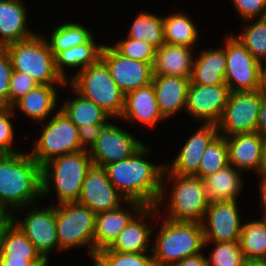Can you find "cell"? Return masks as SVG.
I'll return each mask as SVG.
<instances>
[{
    "mask_svg": "<svg viewBox=\"0 0 266 266\" xmlns=\"http://www.w3.org/2000/svg\"><path fill=\"white\" fill-rule=\"evenodd\" d=\"M42 198L41 166L29 152L0 154V210L19 212Z\"/></svg>",
    "mask_w": 266,
    "mask_h": 266,
    "instance_id": "obj_1",
    "label": "cell"
},
{
    "mask_svg": "<svg viewBox=\"0 0 266 266\" xmlns=\"http://www.w3.org/2000/svg\"><path fill=\"white\" fill-rule=\"evenodd\" d=\"M151 148L143 145L125 160L104 166L108 179L127 201H138L144 206H156L161 191L166 165L146 159Z\"/></svg>",
    "mask_w": 266,
    "mask_h": 266,
    "instance_id": "obj_2",
    "label": "cell"
},
{
    "mask_svg": "<svg viewBox=\"0 0 266 266\" xmlns=\"http://www.w3.org/2000/svg\"><path fill=\"white\" fill-rule=\"evenodd\" d=\"M92 165L86 150L49 160L41 166L42 198L55 189L57 205L78 202L83 180Z\"/></svg>",
    "mask_w": 266,
    "mask_h": 266,
    "instance_id": "obj_3",
    "label": "cell"
},
{
    "mask_svg": "<svg viewBox=\"0 0 266 266\" xmlns=\"http://www.w3.org/2000/svg\"><path fill=\"white\" fill-rule=\"evenodd\" d=\"M163 179L162 191L156 207L160 208L165 201V195L171 193L167 214L164 218L175 222L202 223L210 202L206 197L203 180L197 176L173 174L166 168ZM167 179L172 183L174 182L170 193H167L169 190L166 189L167 185H165Z\"/></svg>",
    "mask_w": 266,
    "mask_h": 266,
    "instance_id": "obj_4",
    "label": "cell"
},
{
    "mask_svg": "<svg viewBox=\"0 0 266 266\" xmlns=\"http://www.w3.org/2000/svg\"><path fill=\"white\" fill-rule=\"evenodd\" d=\"M163 220L152 243L155 266H173L182 259L202 253L204 234L202 223ZM202 250V251H201Z\"/></svg>",
    "mask_w": 266,
    "mask_h": 266,
    "instance_id": "obj_5",
    "label": "cell"
},
{
    "mask_svg": "<svg viewBox=\"0 0 266 266\" xmlns=\"http://www.w3.org/2000/svg\"><path fill=\"white\" fill-rule=\"evenodd\" d=\"M9 54L13 71L28 74L39 85L67 84L57 72L55 55L51 52L46 36L37 33L30 38L4 47Z\"/></svg>",
    "mask_w": 266,
    "mask_h": 266,
    "instance_id": "obj_6",
    "label": "cell"
},
{
    "mask_svg": "<svg viewBox=\"0 0 266 266\" xmlns=\"http://www.w3.org/2000/svg\"><path fill=\"white\" fill-rule=\"evenodd\" d=\"M70 81V82H69ZM67 83L84 98L93 101L111 118L120 119L125 94L110 76L106 65L99 60L70 77Z\"/></svg>",
    "mask_w": 266,
    "mask_h": 266,
    "instance_id": "obj_7",
    "label": "cell"
},
{
    "mask_svg": "<svg viewBox=\"0 0 266 266\" xmlns=\"http://www.w3.org/2000/svg\"><path fill=\"white\" fill-rule=\"evenodd\" d=\"M96 214L78 202L56 205V229L59 252L89 246L94 257V227Z\"/></svg>",
    "mask_w": 266,
    "mask_h": 266,
    "instance_id": "obj_8",
    "label": "cell"
},
{
    "mask_svg": "<svg viewBox=\"0 0 266 266\" xmlns=\"http://www.w3.org/2000/svg\"><path fill=\"white\" fill-rule=\"evenodd\" d=\"M45 123L46 126L39 139L34 141V148L29 153L40 166L55 157L83 150L79 142L78 128L60 109Z\"/></svg>",
    "mask_w": 266,
    "mask_h": 266,
    "instance_id": "obj_9",
    "label": "cell"
},
{
    "mask_svg": "<svg viewBox=\"0 0 266 266\" xmlns=\"http://www.w3.org/2000/svg\"><path fill=\"white\" fill-rule=\"evenodd\" d=\"M225 42V82L230 92L256 91L263 88V64L256 60L235 35Z\"/></svg>",
    "mask_w": 266,
    "mask_h": 266,
    "instance_id": "obj_10",
    "label": "cell"
},
{
    "mask_svg": "<svg viewBox=\"0 0 266 266\" xmlns=\"http://www.w3.org/2000/svg\"><path fill=\"white\" fill-rule=\"evenodd\" d=\"M261 105V90L230 92L226 107L216 124L219 135L256 132Z\"/></svg>",
    "mask_w": 266,
    "mask_h": 266,
    "instance_id": "obj_11",
    "label": "cell"
},
{
    "mask_svg": "<svg viewBox=\"0 0 266 266\" xmlns=\"http://www.w3.org/2000/svg\"><path fill=\"white\" fill-rule=\"evenodd\" d=\"M109 121L100 125L99 137L88 151L94 166L104 167L125 160L144 145L125 129Z\"/></svg>",
    "mask_w": 266,
    "mask_h": 266,
    "instance_id": "obj_12",
    "label": "cell"
},
{
    "mask_svg": "<svg viewBox=\"0 0 266 266\" xmlns=\"http://www.w3.org/2000/svg\"><path fill=\"white\" fill-rule=\"evenodd\" d=\"M29 207L31 209L26 213L27 215H24L25 218L23 220H18L15 213H12L9 219L26 235L44 258H49L48 254L53 249L59 252L56 229V204H52L48 208H40L36 204Z\"/></svg>",
    "mask_w": 266,
    "mask_h": 266,
    "instance_id": "obj_13",
    "label": "cell"
},
{
    "mask_svg": "<svg viewBox=\"0 0 266 266\" xmlns=\"http://www.w3.org/2000/svg\"><path fill=\"white\" fill-rule=\"evenodd\" d=\"M238 200L209 202L202 221L204 246L209 242H237L242 231Z\"/></svg>",
    "mask_w": 266,
    "mask_h": 266,
    "instance_id": "obj_14",
    "label": "cell"
},
{
    "mask_svg": "<svg viewBox=\"0 0 266 266\" xmlns=\"http://www.w3.org/2000/svg\"><path fill=\"white\" fill-rule=\"evenodd\" d=\"M100 60L124 94L152 83V64L126 58L112 46L104 44Z\"/></svg>",
    "mask_w": 266,
    "mask_h": 266,
    "instance_id": "obj_15",
    "label": "cell"
},
{
    "mask_svg": "<svg viewBox=\"0 0 266 266\" xmlns=\"http://www.w3.org/2000/svg\"><path fill=\"white\" fill-rule=\"evenodd\" d=\"M230 90L226 83L197 85L190 82L185 111L202 124H217L226 107Z\"/></svg>",
    "mask_w": 266,
    "mask_h": 266,
    "instance_id": "obj_16",
    "label": "cell"
},
{
    "mask_svg": "<svg viewBox=\"0 0 266 266\" xmlns=\"http://www.w3.org/2000/svg\"><path fill=\"white\" fill-rule=\"evenodd\" d=\"M124 201L127 200L110 182L106 170L92 165L83 180L78 203L98 214L115 210L122 206L121 202Z\"/></svg>",
    "mask_w": 266,
    "mask_h": 266,
    "instance_id": "obj_17",
    "label": "cell"
},
{
    "mask_svg": "<svg viewBox=\"0 0 266 266\" xmlns=\"http://www.w3.org/2000/svg\"><path fill=\"white\" fill-rule=\"evenodd\" d=\"M218 135L216 124H202L185 141L176 158L170 164H165L166 169L173 174L194 176L198 172L205 149Z\"/></svg>",
    "mask_w": 266,
    "mask_h": 266,
    "instance_id": "obj_18",
    "label": "cell"
},
{
    "mask_svg": "<svg viewBox=\"0 0 266 266\" xmlns=\"http://www.w3.org/2000/svg\"><path fill=\"white\" fill-rule=\"evenodd\" d=\"M157 210L156 206H145L120 232L108 249L120 253H151L150 237L153 227H150L146 221L158 218Z\"/></svg>",
    "mask_w": 266,
    "mask_h": 266,
    "instance_id": "obj_19",
    "label": "cell"
},
{
    "mask_svg": "<svg viewBox=\"0 0 266 266\" xmlns=\"http://www.w3.org/2000/svg\"><path fill=\"white\" fill-rule=\"evenodd\" d=\"M125 205L111 211L96 214L93 245L95 254L108 248L128 223L145 207L138 201H126ZM131 210V212L129 211Z\"/></svg>",
    "mask_w": 266,
    "mask_h": 266,
    "instance_id": "obj_20",
    "label": "cell"
},
{
    "mask_svg": "<svg viewBox=\"0 0 266 266\" xmlns=\"http://www.w3.org/2000/svg\"><path fill=\"white\" fill-rule=\"evenodd\" d=\"M125 122L155 127L157 122L165 119L160 113L153 84L140 87L125 94L124 109L120 117Z\"/></svg>",
    "mask_w": 266,
    "mask_h": 266,
    "instance_id": "obj_21",
    "label": "cell"
},
{
    "mask_svg": "<svg viewBox=\"0 0 266 266\" xmlns=\"http://www.w3.org/2000/svg\"><path fill=\"white\" fill-rule=\"evenodd\" d=\"M152 84L164 119L186 108L190 79L172 75H154Z\"/></svg>",
    "mask_w": 266,
    "mask_h": 266,
    "instance_id": "obj_22",
    "label": "cell"
},
{
    "mask_svg": "<svg viewBox=\"0 0 266 266\" xmlns=\"http://www.w3.org/2000/svg\"><path fill=\"white\" fill-rule=\"evenodd\" d=\"M226 138L229 164L243 171L258 170L261 148L265 137L258 132L234 134Z\"/></svg>",
    "mask_w": 266,
    "mask_h": 266,
    "instance_id": "obj_23",
    "label": "cell"
},
{
    "mask_svg": "<svg viewBox=\"0 0 266 266\" xmlns=\"http://www.w3.org/2000/svg\"><path fill=\"white\" fill-rule=\"evenodd\" d=\"M26 9L22 0H0V48L36 34L26 27Z\"/></svg>",
    "mask_w": 266,
    "mask_h": 266,
    "instance_id": "obj_24",
    "label": "cell"
},
{
    "mask_svg": "<svg viewBox=\"0 0 266 266\" xmlns=\"http://www.w3.org/2000/svg\"><path fill=\"white\" fill-rule=\"evenodd\" d=\"M193 48L164 43L156 49L153 74L172 75L191 79L193 69Z\"/></svg>",
    "mask_w": 266,
    "mask_h": 266,
    "instance_id": "obj_25",
    "label": "cell"
},
{
    "mask_svg": "<svg viewBox=\"0 0 266 266\" xmlns=\"http://www.w3.org/2000/svg\"><path fill=\"white\" fill-rule=\"evenodd\" d=\"M58 85V86H57ZM67 84H46L38 85L35 89L29 91L25 96L17 100L11 107L15 111L18 109L36 123L44 124L49 115L54 112L58 103L57 87ZM57 86V87H56ZM18 107V108H17Z\"/></svg>",
    "mask_w": 266,
    "mask_h": 266,
    "instance_id": "obj_26",
    "label": "cell"
},
{
    "mask_svg": "<svg viewBox=\"0 0 266 266\" xmlns=\"http://www.w3.org/2000/svg\"><path fill=\"white\" fill-rule=\"evenodd\" d=\"M194 57L190 82L197 85L224 84L226 69L225 43L220 48L203 49Z\"/></svg>",
    "mask_w": 266,
    "mask_h": 266,
    "instance_id": "obj_27",
    "label": "cell"
},
{
    "mask_svg": "<svg viewBox=\"0 0 266 266\" xmlns=\"http://www.w3.org/2000/svg\"><path fill=\"white\" fill-rule=\"evenodd\" d=\"M0 257H10V260L17 261H24L26 259L32 264L49 260L40 254L33 243L10 219L2 226Z\"/></svg>",
    "mask_w": 266,
    "mask_h": 266,
    "instance_id": "obj_28",
    "label": "cell"
},
{
    "mask_svg": "<svg viewBox=\"0 0 266 266\" xmlns=\"http://www.w3.org/2000/svg\"><path fill=\"white\" fill-rule=\"evenodd\" d=\"M241 174L243 172L229 164L216 173L203 178L208 200L210 202L238 200L237 196L240 195L242 183H244Z\"/></svg>",
    "mask_w": 266,
    "mask_h": 266,
    "instance_id": "obj_29",
    "label": "cell"
},
{
    "mask_svg": "<svg viewBox=\"0 0 266 266\" xmlns=\"http://www.w3.org/2000/svg\"><path fill=\"white\" fill-rule=\"evenodd\" d=\"M104 44H97L92 36L87 42L70 49L60 51L55 56V67L57 72L64 80L68 82L67 71L65 67L78 68L77 72L82 71L86 67L96 64L101 57Z\"/></svg>",
    "mask_w": 266,
    "mask_h": 266,
    "instance_id": "obj_30",
    "label": "cell"
},
{
    "mask_svg": "<svg viewBox=\"0 0 266 266\" xmlns=\"http://www.w3.org/2000/svg\"><path fill=\"white\" fill-rule=\"evenodd\" d=\"M76 97L64 102L60 110L77 127L85 125L103 124L111 118L101 107L77 93L72 87Z\"/></svg>",
    "mask_w": 266,
    "mask_h": 266,
    "instance_id": "obj_31",
    "label": "cell"
},
{
    "mask_svg": "<svg viewBox=\"0 0 266 266\" xmlns=\"http://www.w3.org/2000/svg\"><path fill=\"white\" fill-rule=\"evenodd\" d=\"M192 19L183 13H170L163 17V33L166 44L195 48L199 33Z\"/></svg>",
    "mask_w": 266,
    "mask_h": 266,
    "instance_id": "obj_32",
    "label": "cell"
},
{
    "mask_svg": "<svg viewBox=\"0 0 266 266\" xmlns=\"http://www.w3.org/2000/svg\"><path fill=\"white\" fill-rule=\"evenodd\" d=\"M239 244L246 260H266V220L245 222Z\"/></svg>",
    "mask_w": 266,
    "mask_h": 266,
    "instance_id": "obj_33",
    "label": "cell"
},
{
    "mask_svg": "<svg viewBox=\"0 0 266 266\" xmlns=\"http://www.w3.org/2000/svg\"><path fill=\"white\" fill-rule=\"evenodd\" d=\"M127 37L138 41H145L158 49L165 43L163 17L141 11L133 20Z\"/></svg>",
    "mask_w": 266,
    "mask_h": 266,
    "instance_id": "obj_34",
    "label": "cell"
},
{
    "mask_svg": "<svg viewBox=\"0 0 266 266\" xmlns=\"http://www.w3.org/2000/svg\"><path fill=\"white\" fill-rule=\"evenodd\" d=\"M92 36L91 31L80 23L64 22L56 26L50 35V40L46 38V41L56 56L60 51L87 42Z\"/></svg>",
    "mask_w": 266,
    "mask_h": 266,
    "instance_id": "obj_35",
    "label": "cell"
},
{
    "mask_svg": "<svg viewBox=\"0 0 266 266\" xmlns=\"http://www.w3.org/2000/svg\"><path fill=\"white\" fill-rule=\"evenodd\" d=\"M251 20V21H250ZM245 20L242 32L235 36L246 47V49L260 61L266 63V17ZM254 21V22H253Z\"/></svg>",
    "mask_w": 266,
    "mask_h": 266,
    "instance_id": "obj_36",
    "label": "cell"
},
{
    "mask_svg": "<svg viewBox=\"0 0 266 266\" xmlns=\"http://www.w3.org/2000/svg\"><path fill=\"white\" fill-rule=\"evenodd\" d=\"M228 165L229 156L226 138L218 135L205 149L198 172L194 176L203 179Z\"/></svg>",
    "mask_w": 266,
    "mask_h": 266,
    "instance_id": "obj_37",
    "label": "cell"
},
{
    "mask_svg": "<svg viewBox=\"0 0 266 266\" xmlns=\"http://www.w3.org/2000/svg\"><path fill=\"white\" fill-rule=\"evenodd\" d=\"M214 245L208 256V266H244L246 259L237 242H210Z\"/></svg>",
    "mask_w": 266,
    "mask_h": 266,
    "instance_id": "obj_38",
    "label": "cell"
},
{
    "mask_svg": "<svg viewBox=\"0 0 266 266\" xmlns=\"http://www.w3.org/2000/svg\"><path fill=\"white\" fill-rule=\"evenodd\" d=\"M95 257L103 266H155L152 253H120L105 248Z\"/></svg>",
    "mask_w": 266,
    "mask_h": 266,
    "instance_id": "obj_39",
    "label": "cell"
},
{
    "mask_svg": "<svg viewBox=\"0 0 266 266\" xmlns=\"http://www.w3.org/2000/svg\"><path fill=\"white\" fill-rule=\"evenodd\" d=\"M112 47L126 58L153 65L156 48L145 41L126 37V39L115 42Z\"/></svg>",
    "mask_w": 266,
    "mask_h": 266,
    "instance_id": "obj_40",
    "label": "cell"
},
{
    "mask_svg": "<svg viewBox=\"0 0 266 266\" xmlns=\"http://www.w3.org/2000/svg\"><path fill=\"white\" fill-rule=\"evenodd\" d=\"M15 115V111L12 107L1 106L0 107V154H13L20 153L22 151L16 150L12 147L14 140V130L11 117Z\"/></svg>",
    "mask_w": 266,
    "mask_h": 266,
    "instance_id": "obj_41",
    "label": "cell"
},
{
    "mask_svg": "<svg viewBox=\"0 0 266 266\" xmlns=\"http://www.w3.org/2000/svg\"><path fill=\"white\" fill-rule=\"evenodd\" d=\"M39 84L28 74L13 71L9 85V107L17 100L25 96L29 91L35 89Z\"/></svg>",
    "mask_w": 266,
    "mask_h": 266,
    "instance_id": "obj_42",
    "label": "cell"
},
{
    "mask_svg": "<svg viewBox=\"0 0 266 266\" xmlns=\"http://www.w3.org/2000/svg\"><path fill=\"white\" fill-rule=\"evenodd\" d=\"M13 72L9 54L0 48V105L9 106V85Z\"/></svg>",
    "mask_w": 266,
    "mask_h": 266,
    "instance_id": "obj_43",
    "label": "cell"
},
{
    "mask_svg": "<svg viewBox=\"0 0 266 266\" xmlns=\"http://www.w3.org/2000/svg\"><path fill=\"white\" fill-rule=\"evenodd\" d=\"M232 3L244 22L266 17V0H232Z\"/></svg>",
    "mask_w": 266,
    "mask_h": 266,
    "instance_id": "obj_44",
    "label": "cell"
},
{
    "mask_svg": "<svg viewBox=\"0 0 266 266\" xmlns=\"http://www.w3.org/2000/svg\"><path fill=\"white\" fill-rule=\"evenodd\" d=\"M100 125L101 124H88L78 128L79 142L83 150L89 151V149L95 144L99 137Z\"/></svg>",
    "mask_w": 266,
    "mask_h": 266,
    "instance_id": "obj_45",
    "label": "cell"
},
{
    "mask_svg": "<svg viewBox=\"0 0 266 266\" xmlns=\"http://www.w3.org/2000/svg\"><path fill=\"white\" fill-rule=\"evenodd\" d=\"M256 132L266 138V94L261 89V105Z\"/></svg>",
    "mask_w": 266,
    "mask_h": 266,
    "instance_id": "obj_46",
    "label": "cell"
},
{
    "mask_svg": "<svg viewBox=\"0 0 266 266\" xmlns=\"http://www.w3.org/2000/svg\"><path fill=\"white\" fill-rule=\"evenodd\" d=\"M203 254L204 253H199L186 257L173 266H208L207 257H205Z\"/></svg>",
    "mask_w": 266,
    "mask_h": 266,
    "instance_id": "obj_47",
    "label": "cell"
},
{
    "mask_svg": "<svg viewBox=\"0 0 266 266\" xmlns=\"http://www.w3.org/2000/svg\"><path fill=\"white\" fill-rule=\"evenodd\" d=\"M256 174L259 176V180L266 179V138L262 144L260 163Z\"/></svg>",
    "mask_w": 266,
    "mask_h": 266,
    "instance_id": "obj_48",
    "label": "cell"
},
{
    "mask_svg": "<svg viewBox=\"0 0 266 266\" xmlns=\"http://www.w3.org/2000/svg\"><path fill=\"white\" fill-rule=\"evenodd\" d=\"M260 182V186L258 187L259 188V192L261 195L260 196V201L261 203H259L260 207H263V214H262V219H265L266 220V179H262V180H259Z\"/></svg>",
    "mask_w": 266,
    "mask_h": 266,
    "instance_id": "obj_49",
    "label": "cell"
},
{
    "mask_svg": "<svg viewBox=\"0 0 266 266\" xmlns=\"http://www.w3.org/2000/svg\"><path fill=\"white\" fill-rule=\"evenodd\" d=\"M32 263L29 260L24 261L10 260V257H0V266H30Z\"/></svg>",
    "mask_w": 266,
    "mask_h": 266,
    "instance_id": "obj_50",
    "label": "cell"
},
{
    "mask_svg": "<svg viewBox=\"0 0 266 266\" xmlns=\"http://www.w3.org/2000/svg\"><path fill=\"white\" fill-rule=\"evenodd\" d=\"M244 266H266V260H246Z\"/></svg>",
    "mask_w": 266,
    "mask_h": 266,
    "instance_id": "obj_51",
    "label": "cell"
},
{
    "mask_svg": "<svg viewBox=\"0 0 266 266\" xmlns=\"http://www.w3.org/2000/svg\"><path fill=\"white\" fill-rule=\"evenodd\" d=\"M263 92L266 94V63L263 65Z\"/></svg>",
    "mask_w": 266,
    "mask_h": 266,
    "instance_id": "obj_52",
    "label": "cell"
},
{
    "mask_svg": "<svg viewBox=\"0 0 266 266\" xmlns=\"http://www.w3.org/2000/svg\"><path fill=\"white\" fill-rule=\"evenodd\" d=\"M48 262L49 261H39V262L33 263L30 266H47L48 265Z\"/></svg>",
    "mask_w": 266,
    "mask_h": 266,
    "instance_id": "obj_53",
    "label": "cell"
},
{
    "mask_svg": "<svg viewBox=\"0 0 266 266\" xmlns=\"http://www.w3.org/2000/svg\"><path fill=\"white\" fill-rule=\"evenodd\" d=\"M9 220V217L6 216L2 221H0V237H1V231H2V226Z\"/></svg>",
    "mask_w": 266,
    "mask_h": 266,
    "instance_id": "obj_54",
    "label": "cell"
},
{
    "mask_svg": "<svg viewBox=\"0 0 266 266\" xmlns=\"http://www.w3.org/2000/svg\"><path fill=\"white\" fill-rule=\"evenodd\" d=\"M91 259L94 262L93 266H103L102 263L96 257H92Z\"/></svg>",
    "mask_w": 266,
    "mask_h": 266,
    "instance_id": "obj_55",
    "label": "cell"
},
{
    "mask_svg": "<svg viewBox=\"0 0 266 266\" xmlns=\"http://www.w3.org/2000/svg\"><path fill=\"white\" fill-rule=\"evenodd\" d=\"M6 216L2 213V211L0 210V221H2Z\"/></svg>",
    "mask_w": 266,
    "mask_h": 266,
    "instance_id": "obj_56",
    "label": "cell"
}]
</instances>
